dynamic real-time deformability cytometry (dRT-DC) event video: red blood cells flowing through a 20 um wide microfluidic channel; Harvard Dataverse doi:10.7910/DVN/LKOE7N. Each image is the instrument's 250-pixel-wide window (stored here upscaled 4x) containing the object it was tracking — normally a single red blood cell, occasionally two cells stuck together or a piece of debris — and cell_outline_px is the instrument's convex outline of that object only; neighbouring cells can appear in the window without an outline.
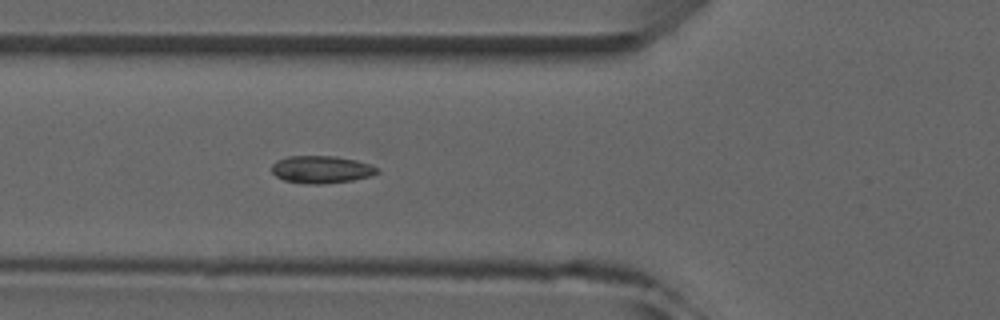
{"species": "common noctule bat (a hibernating species)", "species_latin": "Nyctalus noctula", "temperature_condition": "room temperature", "stored_images_in_passage": 2, "camera_frame_rate_fps": 3000, "um_per_image_px": 0.085, "animal": {"sex": "male", "forearm_length_mm": 52.5}, "frame": {"image": 1, "passage_image": 2, "time_ms": 1.0, "image_size_px": [1000, 320], "cell_outline_px": [[380, 172], [372, 176], [352, 180], [320, 184], [308, 184], [284, 180], [276, 176], [272, 172], [272, 164], [276, 160], [288, 156], [336, 156], [356, 160], [372, 164], [380, 168]], "centroid_in_image_um": [27.36, 14.4], "position_along_channel_um": 98.4, "area_um2": 17.05}}